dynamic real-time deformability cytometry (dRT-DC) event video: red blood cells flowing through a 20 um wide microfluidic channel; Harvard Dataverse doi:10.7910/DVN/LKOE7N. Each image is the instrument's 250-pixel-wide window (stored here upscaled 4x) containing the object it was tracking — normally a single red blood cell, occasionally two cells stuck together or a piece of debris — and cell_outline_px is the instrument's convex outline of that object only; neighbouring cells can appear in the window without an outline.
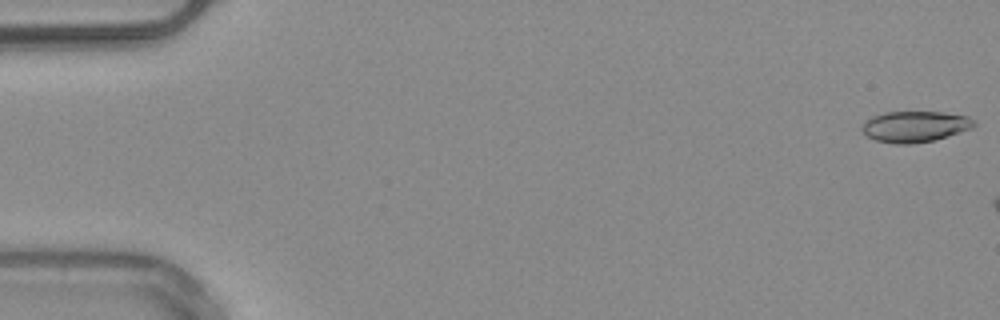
{"species": "common noctule bat (a hibernating species)", "species_latin": "Nyctalus noctula", "temperature_condition": "warm", "stored_images_in_passage": 7, "camera_frame_rate_fps": 3000, "um_per_image_px": 0.085, "animal": {"sex": "male", "body_mass_g": 20.4}, "frame": {"image": 1, "passage_image": 1, "time_ms": 0.0, "image_size_px": [1000, 320], "cell_outline_px": [[976, 124], [972, 128], [948, 136], [932, 140], [912, 144], [896, 144], [876, 140], [868, 136], [860, 128], [872, 116], [884, 112], [940, 112], [968, 116], [976, 120]], "centroid_in_image_um": [77.8, 10.75], "position_along_channel_um": 7.2, "area_um2": 20.11}}